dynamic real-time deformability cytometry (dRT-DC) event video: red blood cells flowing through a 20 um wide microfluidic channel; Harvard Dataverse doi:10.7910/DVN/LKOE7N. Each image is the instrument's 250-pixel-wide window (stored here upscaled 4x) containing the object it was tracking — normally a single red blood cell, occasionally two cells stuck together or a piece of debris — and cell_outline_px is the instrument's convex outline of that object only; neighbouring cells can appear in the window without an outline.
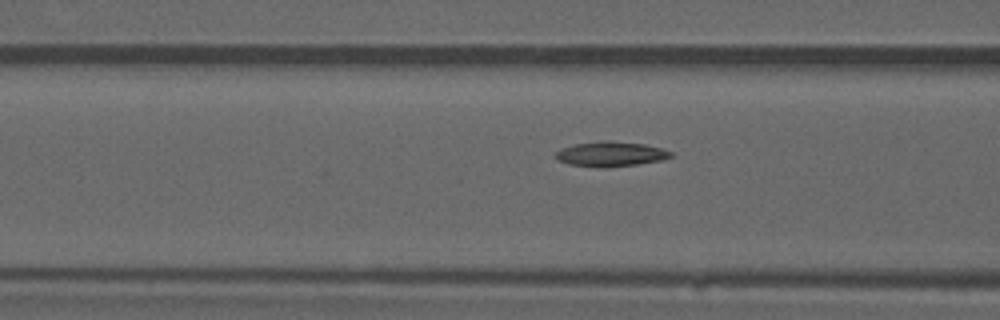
{"species": "common noctule bat (a hibernating species)", "species_latin": "Nyctalus noctula", "temperature_condition": "warm", "stored_images_in_passage": 9, "camera_frame_rate_fps": 3000, "um_per_image_px": 0.085, "animal": {"sex": "male", "forearm_length_mm": 52.5}, "frame": {"image": 1, "passage_image": 8, "time_ms": 2.333, "image_size_px": [1000, 320], "cell_outline_px": [[672, 156], [660, 160], [636, 164], [568, 164], [552, 156], [560, 148], [576, 144], [604, 140], [608, 140], [644, 144], [660, 148], [672, 152]], "centroid_in_image_um": [51.9, 13.03], "position_along_channel_um": 114.7, "area_um2": 15.61}}